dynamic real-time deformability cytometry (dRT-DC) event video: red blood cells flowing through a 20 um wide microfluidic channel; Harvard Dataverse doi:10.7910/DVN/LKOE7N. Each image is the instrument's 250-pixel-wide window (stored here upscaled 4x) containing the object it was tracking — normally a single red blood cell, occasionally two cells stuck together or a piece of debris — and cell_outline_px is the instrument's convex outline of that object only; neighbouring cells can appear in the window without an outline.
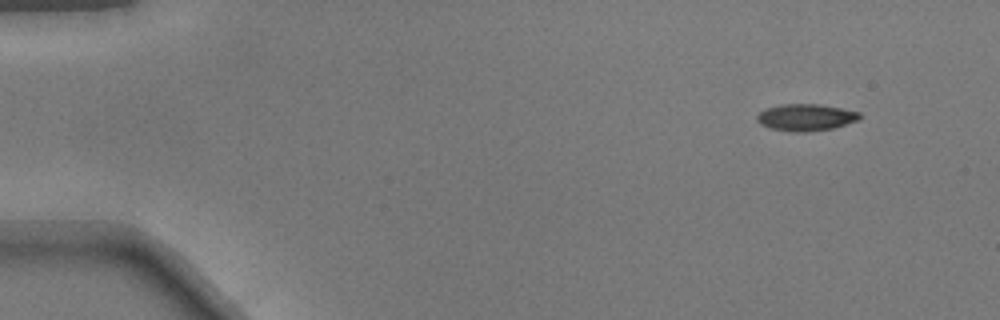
{"species": "common noctule bat (a hibernating species)", "species_latin": "Nyctalus noctula", "temperature_condition": "warm", "stored_images_in_passage": 47, "camera_frame_rate_fps": 3000, "um_per_image_px": 0.085, "animal": {"sex": "male", "body_mass_g": 17.9}, "frame": {"image": 1, "passage_image": 1, "time_ms": 0.0, "image_size_px": [1000, 320], "cell_outline_px": [[860, 120], [832, 128], [808, 132], [792, 132], [772, 128], [760, 124], [756, 120], [756, 116], [764, 108], [780, 104], [820, 104], [860, 112]], "centroid_in_image_um": [68.47, 9.97], "position_along_channel_um": 16.5, "area_um2": 16.13}}
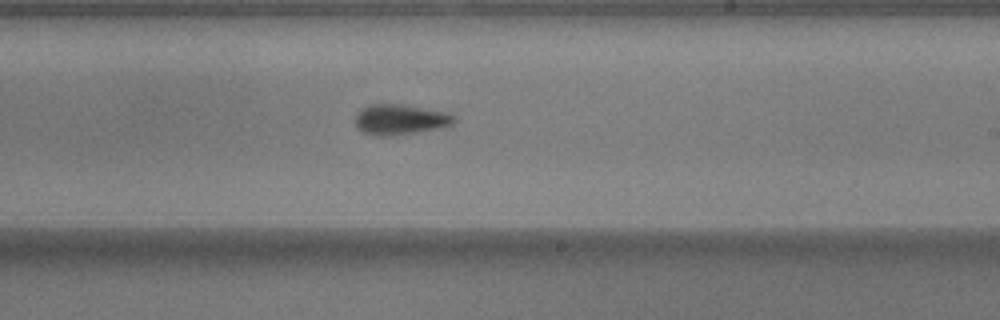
{"frame": {"image": 2, "passage_image": 27, "time_ms": 8.667, "image_size_px": [1000, 320], "cell_outline_px": [[456, 120], [452, 124], [436, 128], [416, 132], [364, 132], [356, 124], [356, 116], [368, 104], [396, 104], [444, 112], [452, 116]], "centroid_in_image_um": [34.04, 10.1], "position_along_channel_um": 255.0, "area_um2": 15.84}}
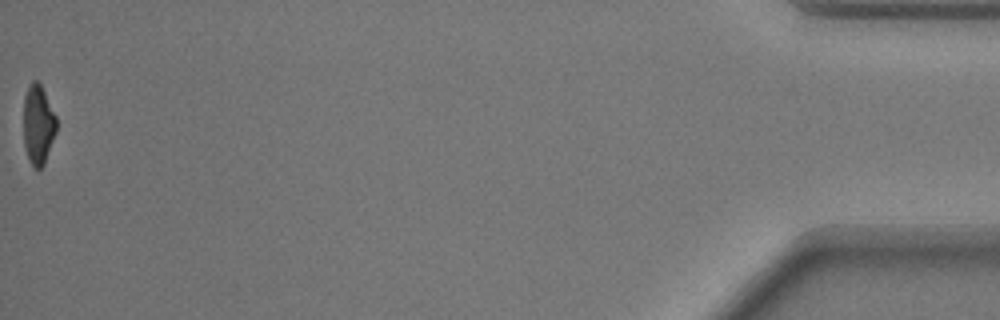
{"frame": {"image": 3, "passage_image": 47, "time_ms": 15.333, "image_size_px": [1000, 320], "cell_outline_px": [[56, 132], [44, 164], [40, 168], [36, 168], [28, 160], [24, 148], [24, 96], [32, 80], [36, 80], [40, 84], [56, 116]], "centroid_in_image_um": [3.23, 10.61], "position_along_channel_um": 432.0, "area_um2": 15.09}}